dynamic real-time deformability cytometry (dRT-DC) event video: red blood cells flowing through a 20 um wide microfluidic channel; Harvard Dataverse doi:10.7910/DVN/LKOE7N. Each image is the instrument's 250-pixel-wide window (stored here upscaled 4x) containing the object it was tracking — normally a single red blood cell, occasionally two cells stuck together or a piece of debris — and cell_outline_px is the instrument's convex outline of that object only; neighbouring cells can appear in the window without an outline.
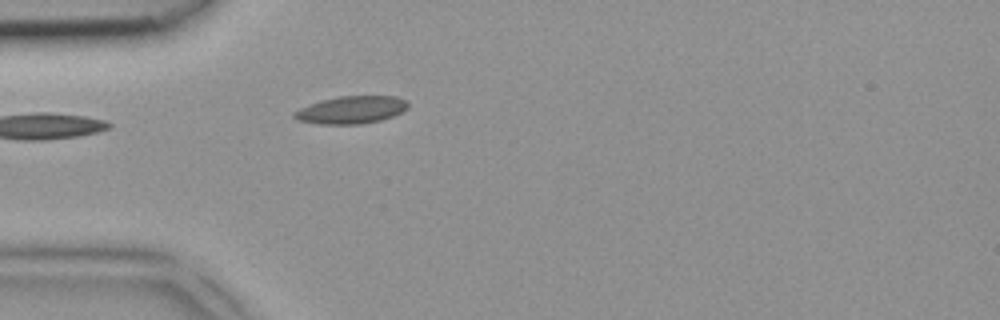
{"species": "common noctule bat (a hibernating species)", "species_latin": "Nyctalus noctula", "temperature_condition": "room temperature", "stored_images_in_passage": 1, "camera_frame_rate_fps": 3000, "um_per_image_px": 0.085, "animal": {"sex": "female", "body_mass_g": 18.4}, "frame": {"image": 1, "passage_image": 1, "time_ms": 0.0, "image_size_px": [1000, 320], "cell_outline_px": [[408, 108], [392, 116], [380, 120], [360, 124], [320, 124], [300, 120], [292, 116], [292, 112], [300, 108], [324, 100], [340, 96], [396, 96], [404, 100], [408, 104]], "centroid_in_image_um": [29.86, 9.34], "position_along_channel_um": 55.1, "area_um2": 17.92}}